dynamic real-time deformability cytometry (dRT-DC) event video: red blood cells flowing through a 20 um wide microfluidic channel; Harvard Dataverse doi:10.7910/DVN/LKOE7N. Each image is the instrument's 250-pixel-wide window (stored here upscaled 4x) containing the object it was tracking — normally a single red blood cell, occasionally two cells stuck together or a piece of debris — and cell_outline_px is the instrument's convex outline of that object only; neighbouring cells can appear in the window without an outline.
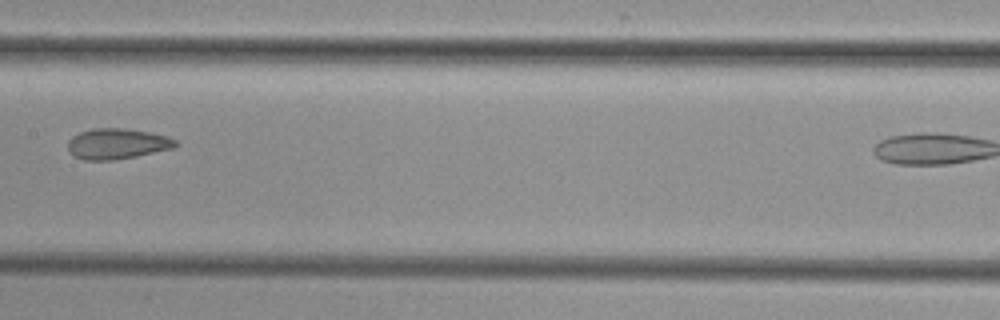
{"species": "common noctule bat (a hibernating species)", "species_latin": "Nyctalus noctula", "temperature_condition": "cold", "stored_images_in_passage": 8, "segment_of_instrument_passage": [1, 2], "camera_frame_rate_fps": 3000, "um_per_image_px": 0.085, "animal": {"sex": "female", "body_mass_g": 29.2, "forearm_length_mm": 56.3}, "frame": {"image": 1, "passage_image": 7, "time_ms": 7.0, "image_size_px": [1000, 320], "cell_outline_px": [[180, 144], [176, 148], [136, 156], [112, 160], [84, 160], [72, 156], [68, 148], [68, 140], [72, 136], [80, 132], [92, 128], [124, 128], [148, 132], [168, 136], [176, 140]], "centroid_in_image_um": [9.97, 12.22], "position_along_channel_um": 197.4, "area_um2": 19.42}}